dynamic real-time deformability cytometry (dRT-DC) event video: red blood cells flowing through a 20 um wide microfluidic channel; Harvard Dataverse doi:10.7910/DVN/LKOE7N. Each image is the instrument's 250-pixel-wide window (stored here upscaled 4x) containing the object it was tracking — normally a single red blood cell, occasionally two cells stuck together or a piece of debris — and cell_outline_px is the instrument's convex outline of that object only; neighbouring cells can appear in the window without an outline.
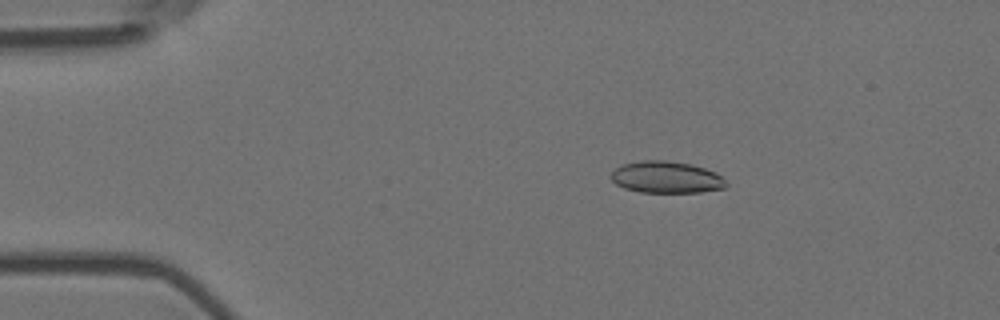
{"species": "Egyptian fruit bat (a non-hibernating species)", "species_latin": "Rousettus aegyptiacus", "temperature_condition": "room temperature", "stored_images_in_passage": 3, "camera_frame_rate_fps": 3000, "um_per_image_px": 0.085, "animal": {"sex": "female"}, "frame": {"image": 1, "passage_image": 2, "time_ms": 0.333, "image_size_px": [1000, 320], "cell_outline_px": [[728, 184], [724, 188], [700, 192], [640, 192], [624, 188], [616, 184], [612, 180], [612, 172], [620, 164], [640, 160], [664, 160], [692, 164], [716, 172]], "centroid_in_image_um": [56.62, 15.05], "position_along_channel_um": 28.4, "area_um2": 21.33}}